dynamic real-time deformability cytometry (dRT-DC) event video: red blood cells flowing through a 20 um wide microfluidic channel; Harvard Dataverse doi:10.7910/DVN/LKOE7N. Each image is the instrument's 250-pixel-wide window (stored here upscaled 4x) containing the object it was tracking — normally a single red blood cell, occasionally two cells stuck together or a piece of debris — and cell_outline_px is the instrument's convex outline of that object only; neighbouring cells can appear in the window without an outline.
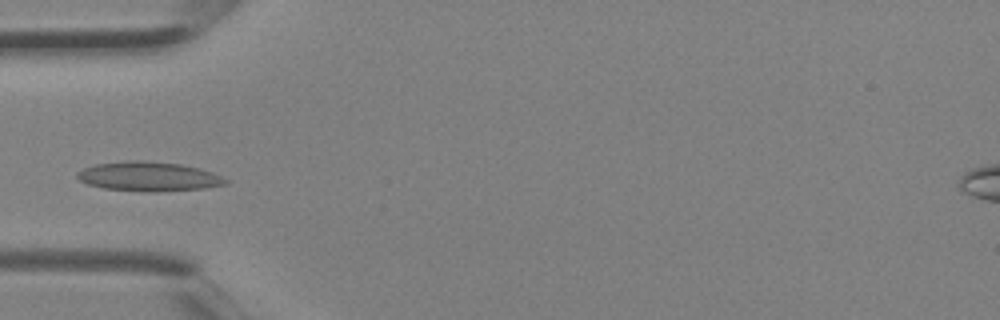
{"species": "Egyptian fruit bat (a non-hibernating species)", "species_latin": "Rousettus aegyptiacus", "temperature_condition": "room temperature", "stored_images_in_passage": 2, "camera_frame_rate_fps": 3000, "um_per_image_px": 0.085, "animal": {"sex": "female"}, "frame": {"image": 1, "passage_image": 2, "time_ms": 0.333, "image_size_px": [1000, 320], "cell_outline_px": [[228, 180], [224, 184], [204, 188], [156, 192], [148, 192], [104, 188], [88, 184], [80, 180], [76, 176], [76, 172], [84, 168], [96, 164], [128, 160], [144, 160], [180, 164], [200, 168], [212, 172]], "centroid_in_image_um": [12.61, 14.99], "position_along_channel_um": 72.4, "area_um2": 25.32}}